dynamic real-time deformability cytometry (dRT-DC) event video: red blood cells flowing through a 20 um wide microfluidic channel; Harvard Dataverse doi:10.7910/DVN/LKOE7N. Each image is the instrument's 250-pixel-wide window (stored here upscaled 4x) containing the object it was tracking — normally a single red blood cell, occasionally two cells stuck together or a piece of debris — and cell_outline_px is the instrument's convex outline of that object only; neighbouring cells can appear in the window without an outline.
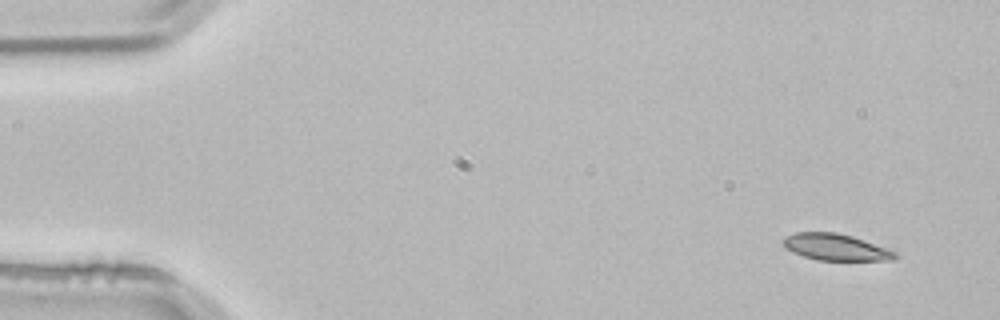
{"species": "common noctule bat (a hibernating species)", "species_latin": "Nyctalus noctula", "temperature_condition": "room temperature", "stored_images_in_passage": 3, "camera_frame_rate_fps": 3000, "um_per_image_px": 0.085, "animal": {"sex": "male", "body_mass_g": 21.5, "forearm_length_mm": 52.0}, "frame": {"image": 1, "passage_image": 1, "time_ms": 0.0, "image_size_px": [1000, 320], "cell_outline_px": [[900, 256], [892, 260], [816, 260], [792, 252], [784, 248], [780, 240], [784, 236], [796, 232], [836, 232], [852, 236], [864, 240], [896, 252]], "centroid_in_image_um": [70.97, 21.0], "position_along_channel_um": 14.0, "area_um2": 17.46}}
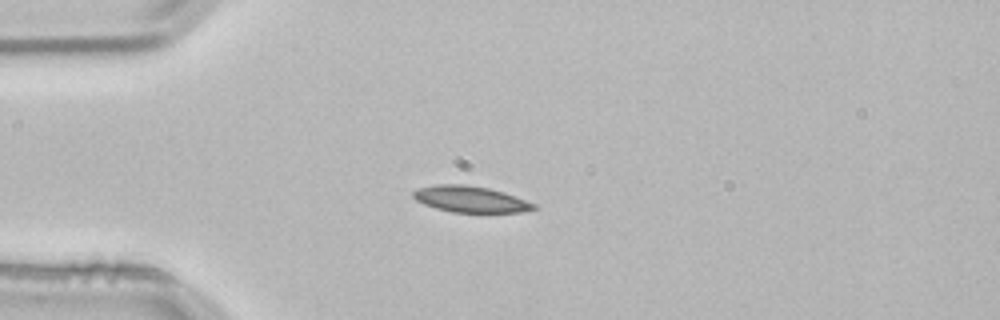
{"frame": {"image": 2, "passage_image": 3, "time_ms": 0.667, "image_size_px": [1000, 320], "cell_outline_px": [[536, 208], [520, 212], [452, 212], [436, 208], [424, 204], [416, 200], [412, 196], [412, 192], [420, 188], [436, 184], [464, 184], [488, 188], [504, 192], [536, 204]], "centroid_in_image_um": [39.97, 16.93], "position_along_channel_um": 45.0, "area_um2": 18.26}}